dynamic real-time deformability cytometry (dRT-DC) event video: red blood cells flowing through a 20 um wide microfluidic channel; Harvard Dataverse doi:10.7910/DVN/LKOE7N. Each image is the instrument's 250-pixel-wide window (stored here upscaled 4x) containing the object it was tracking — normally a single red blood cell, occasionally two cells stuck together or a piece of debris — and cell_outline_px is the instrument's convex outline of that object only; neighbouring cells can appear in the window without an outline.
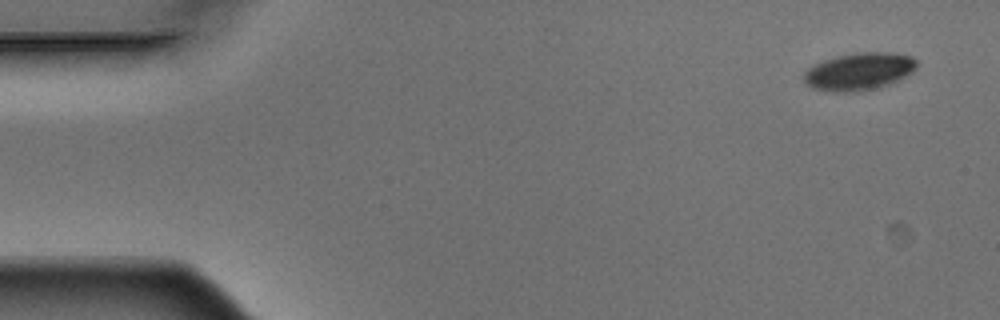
{"species": "Egyptian fruit bat (a non-hibernating species)", "species_latin": "Rousettus aegyptiacus", "temperature_condition": "warm", "stored_images_in_passage": 6, "camera_frame_rate_fps": 3000, "um_per_image_px": 0.085, "animal": {"sex": "male"}, "frame": {"image": 1, "passage_image": 1, "time_ms": 0.0, "image_size_px": [1000, 320], "cell_outline_px": [[920, 64], [912, 72], [900, 80], [876, 88], [852, 92], [832, 92], [812, 88], [804, 84], [804, 72], [812, 64], [836, 56], [856, 52], [892, 52], [912, 56]], "centroid_in_image_um": [73.02, 6.07], "position_along_channel_um": 12.0, "area_um2": 25.03}}
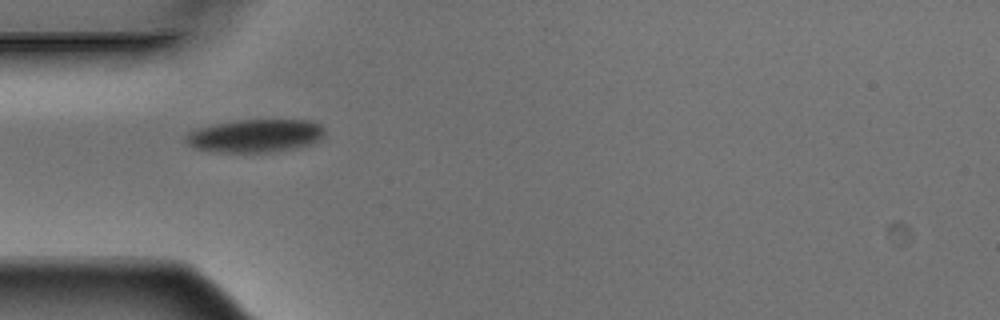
{"frame": {"image": 2, "passage_image": 5, "time_ms": 1.333, "image_size_px": [1000, 320], "cell_outline_px": [[324, 136], [320, 140], [312, 144], [296, 148], [272, 152], [212, 152], [196, 148], [188, 144], [184, 140], [184, 136], [188, 132], [196, 128], [212, 124], [236, 120], [312, 120], [320, 124], [324, 128]], "centroid_in_image_um": [21.7, 11.54], "position_along_channel_um": 63.3, "area_um2": 27.17}}
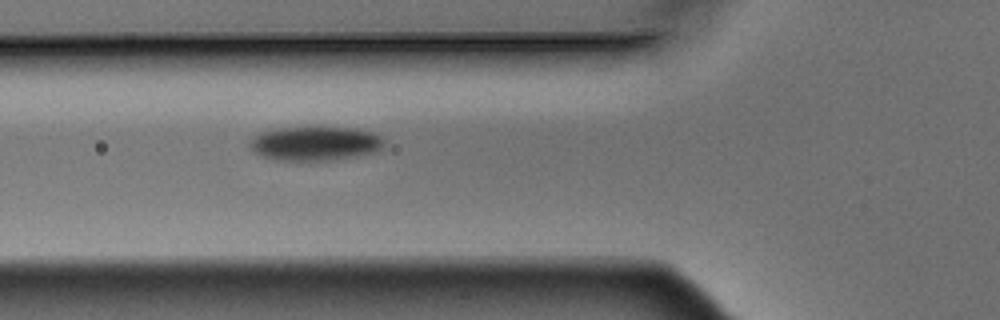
{"frame": {"image": 3, "passage_image": 6, "time_ms": 1.667, "image_size_px": [1000, 320], "cell_outline_px": [[384, 144], [376, 152], [352, 156], [324, 160], [280, 160], [260, 156], [252, 152], [248, 144], [248, 140], [260, 132], [284, 128], [356, 128], [372, 132], [380, 136], [384, 140]], "centroid_in_image_um": [26.73, 12.19], "position_along_channel_um": 99.1, "area_um2": 26.41}}